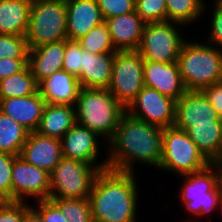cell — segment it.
Here are the masks:
<instances>
[{
  "mask_svg": "<svg viewBox=\"0 0 222 222\" xmlns=\"http://www.w3.org/2000/svg\"><path fill=\"white\" fill-rule=\"evenodd\" d=\"M5 200L0 196V204H2Z\"/></svg>",
  "mask_w": 222,
  "mask_h": 222,
  "instance_id": "obj_45",
  "label": "cell"
},
{
  "mask_svg": "<svg viewBox=\"0 0 222 222\" xmlns=\"http://www.w3.org/2000/svg\"><path fill=\"white\" fill-rule=\"evenodd\" d=\"M82 48L76 40H65L64 63L62 69L78 78L80 76Z\"/></svg>",
  "mask_w": 222,
  "mask_h": 222,
  "instance_id": "obj_34",
  "label": "cell"
},
{
  "mask_svg": "<svg viewBox=\"0 0 222 222\" xmlns=\"http://www.w3.org/2000/svg\"><path fill=\"white\" fill-rule=\"evenodd\" d=\"M210 164L186 131L174 126L164 128L159 169L183 176L202 171Z\"/></svg>",
  "mask_w": 222,
  "mask_h": 222,
  "instance_id": "obj_6",
  "label": "cell"
},
{
  "mask_svg": "<svg viewBox=\"0 0 222 222\" xmlns=\"http://www.w3.org/2000/svg\"><path fill=\"white\" fill-rule=\"evenodd\" d=\"M81 88L78 79L63 69L38 83V91L48 104L75 106Z\"/></svg>",
  "mask_w": 222,
  "mask_h": 222,
  "instance_id": "obj_19",
  "label": "cell"
},
{
  "mask_svg": "<svg viewBox=\"0 0 222 222\" xmlns=\"http://www.w3.org/2000/svg\"><path fill=\"white\" fill-rule=\"evenodd\" d=\"M25 38L29 50L66 40V0H33Z\"/></svg>",
  "mask_w": 222,
  "mask_h": 222,
  "instance_id": "obj_5",
  "label": "cell"
},
{
  "mask_svg": "<svg viewBox=\"0 0 222 222\" xmlns=\"http://www.w3.org/2000/svg\"><path fill=\"white\" fill-rule=\"evenodd\" d=\"M211 165L213 168H215L216 171H218L216 172L218 176V187L222 193V164H211Z\"/></svg>",
  "mask_w": 222,
  "mask_h": 222,
  "instance_id": "obj_42",
  "label": "cell"
},
{
  "mask_svg": "<svg viewBox=\"0 0 222 222\" xmlns=\"http://www.w3.org/2000/svg\"><path fill=\"white\" fill-rule=\"evenodd\" d=\"M117 51L137 50L145 22L134 11L105 20Z\"/></svg>",
  "mask_w": 222,
  "mask_h": 222,
  "instance_id": "obj_20",
  "label": "cell"
},
{
  "mask_svg": "<svg viewBox=\"0 0 222 222\" xmlns=\"http://www.w3.org/2000/svg\"><path fill=\"white\" fill-rule=\"evenodd\" d=\"M28 65V59H0V80L22 71Z\"/></svg>",
  "mask_w": 222,
  "mask_h": 222,
  "instance_id": "obj_39",
  "label": "cell"
},
{
  "mask_svg": "<svg viewBox=\"0 0 222 222\" xmlns=\"http://www.w3.org/2000/svg\"><path fill=\"white\" fill-rule=\"evenodd\" d=\"M222 121L203 91L187 90L175 104L173 126L187 131L193 124H213Z\"/></svg>",
  "mask_w": 222,
  "mask_h": 222,
  "instance_id": "obj_13",
  "label": "cell"
},
{
  "mask_svg": "<svg viewBox=\"0 0 222 222\" xmlns=\"http://www.w3.org/2000/svg\"><path fill=\"white\" fill-rule=\"evenodd\" d=\"M182 177L185 182L181 187L180 197L186 211L199 217L205 214L207 216L215 208H218L222 193L218 187L217 173L211 164L202 171L185 174Z\"/></svg>",
  "mask_w": 222,
  "mask_h": 222,
  "instance_id": "obj_10",
  "label": "cell"
},
{
  "mask_svg": "<svg viewBox=\"0 0 222 222\" xmlns=\"http://www.w3.org/2000/svg\"><path fill=\"white\" fill-rule=\"evenodd\" d=\"M186 133L210 163L219 157L222 150V121L193 124Z\"/></svg>",
  "mask_w": 222,
  "mask_h": 222,
  "instance_id": "obj_25",
  "label": "cell"
},
{
  "mask_svg": "<svg viewBox=\"0 0 222 222\" xmlns=\"http://www.w3.org/2000/svg\"><path fill=\"white\" fill-rule=\"evenodd\" d=\"M17 156L0 152V196L12 201V165Z\"/></svg>",
  "mask_w": 222,
  "mask_h": 222,
  "instance_id": "obj_33",
  "label": "cell"
},
{
  "mask_svg": "<svg viewBox=\"0 0 222 222\" xmlns=\"http://www.w3.org/2000/svg\"><path fill=\"white\" fill-rule=\"evenodd\" d=\"M213 16L211 18V33L209 36V44L211 43L222 47V2L215 0Z\"/></svg>",
  "mask_w": 222,
  "mask_h": 222,
  "instance_id": "obj_38",
  "label": "cell"
},
{
  "mask_svg": "<svg viewBox=\"0 0 222 222\" xmlns=\"http://www.w3.org/2000/svg\"><path fill=\"white\" fill-rule=\"evenodd\" d=\"M33 0H0V34L25 36Z\"/></svg>",
  "mask_w": 222,
  "mask_h": 222,
  "instance_id": "obj_24",
  "label": "cell"
},
{
  "mask_svg": "<svg viewBox=\"0 0 222 222\" xmlns=\"http://www.w3.org/2000/svg\"><path fill=\"white\" fill-rule=\"evenodd\" d=\"M28 51L25 36L0 34V59H28Z\"/></svg>",
  "mask_w": 222,
  "mask_h": 222,
  "instance_id": "obj_31",
  "label": "cell"
},
{
  "mask_svg": "<svg viewBox=\"0 0 222 222\" xmlns=\"http://www.w3.org/2000/svg\"><path fill=\"white\" fill-rule=\"evenodd\" d=\"M202 91L208 98L211 106L215 109L219 118L222 119V81L206 87Z\"/></svg>",
  "mask_w": 222,
  "mask_h": 222,
  "instance_id": "obj_40",
  "label": "cell"
},
{
  "mask_svg": "<svg viewBox=\"0 0 222 222\" xmlns=\"http://www.w3.org/2000/svg\"><path fill=\"white\" fill-rule=\"evenodd\" d=\"M98 138L100 139L96 133L76 123L61 138L63 157L80 160L93 166H101L102 170L107 169V158L103 163H95L100 147L98 145Z\"/></svg>",
  "mask_w": 222,
  "mask_h": 222,
  "instance_id": "obj_16",
  "label": "cell"
},
{
  "mask_svg": "<svg viewBox=\"0 0 222 222\" xmlns=\"http://www.w3.org/2000/svg\"><path fill=\"white\" fill-rule=\"evenodd\" d=\"M218 206H221L220 209H222V197L219 200ZM221 212H222V210H221Z\"/></svg>",
  "mask_w": 222,
  "mask_h": 222,
  "instance_id": "obj_44",
  "label": "cell"
},
{
  "mask_svg": "<svg viewBox=\"0 0 222 222\" xmlns=\"http://www.w3.org/2000/svg\"><path fill=\"white\" fill-rule=\"evenodd\" d=\"M144 59L137 50L116 51L108 89L127 109L144 85Z\"/></svg>",
  "mask_w": 222,
  "mask_h": 222,
  "instance_id": "obj_8",
  "label": "cell"
},
{
  "mask_svg": "<svg viewBox=\"0 0 222 222\" xmlns=\"http://www.w3.org/2000/svg\"><path fill=\"white\" fill-rule=\"evenodd\" d=\"M25 203L5 200L0 204V222H23L25 213L31 208Z\"/></svg>",
  "mask_w": 222,
  "mask_h": 222,
  "instance_id": "obj_36",
  "label": "cell"
},
{
  "mask_svg": "<svg viewBox=\"0 0 222 222\" xmlns=\"http://www.w3.org/2000/svg\"><path fill=\"white\" fill-rule=\"evenodd\" d=\"M104 21L135 11V0H97Z\"/></svg>",
  "mask_w": 222,
  "mask_h": 222,
  "instance_id": "obj_35",
  "label": "cell"
},
{
  "mask_svg": "<svg viewBox=\"0 0 222 222\" xmlns=\"http://www.w3.org/2000/svg\"><path fill=\"white\" fill-rule=\"evenodd\" d=\"M135 12L145 23L167 21L165 0H135Z\"/></svg>",
  "mask_w": 222,
  "mask_h": 222,
  "instance_id": "obj_32",
  "label": "cell"
},
{
  "mask_svg": "<svg viewBox=\"0 0 222 222\" xmlns=\"http://www.w3.org/2000/svg\"><path fill=\"white\" fill-rule=\"evenodd\" d=\"M135 172L101 170L89 194L94 222H136Z\"/></svg>",
  "mask_w": 222,
  "mask_h": 222,
  "instance_id": "obj_2",
  "label": "cell"
},
{
  "mask_svg": "<svg viewBox=\"0 0 222 222\" xmlns=\"http://www.w3.org/2000/svg\"><path fill=\"white\" fill-rule=\"evenodd\" d=\"M68 222H94L89 198H49Z\"/></svg>",
  "mask_w": 222,
  "mask_h": 222,
  "instance_id": "obj_30",
  "label": "cell"
},
{
  "mask_svg": "<svg viewBox=\"0 0 222 222\" xmlns=\"http://www.w3.org/2000/svg\"><path fill=\"white\" fill-rule=\"evenodd\" d=\"M115 53L93 54L82 50L80 76L77 78L83 88H108Z\"/></svg>",
  "mask_w": 222,
  "mask_h": 222,
  "instance_id": "obj_21",
  "label": "cell"
},
{
  "mask_svg": "<svg viewBox=\"0 0 222 222\" xmlns=\"http://www.w3.org/2000/svg\"><path fill=\"white\" fill-rule=\"evenodd\" d=\"M167 21L185 25L204 14V0H165Z\"/></svg>",
  "mask_w": 222,
  "mask_h": 222,
  "instance_id": "obj_28",
  "label": "cell"
},
{
  "mask_svg": "<svg viewBox=\"0 0 222 222\" xmlns=\"http://www.w3.org/2000/svg\"><path fill=\"white\" fill-rule=\"evenodd\" d=\"M12 201L24 202L25 196L39 201L50 198V174L17 156L12 165ZM24 199V200H23Z\"/></svg>",
  "mask_w": 222,
  "mask_h": 222,
  "instance_id": "obj_12",
  "label": "cell"
},
{
  "mask_svg": "<svg viewBox=\"0 0 222 222\" xmlns=\"http://www.w3.org/2000/svg\"><path fill=\"white\" fill-rule=\"evenodd\" d=\"M38 92V82L27 65L22 71L0 80V99L25 97Z\"/></svg>",
  "mask_w": 222,
  "mask_h": 222,
  "instance_id": "obj_27",
  "label": "cell"
},
{
  "mask_svg": "<svg viewBox=\"0 0 222 222\" xmlns=\"http://www.w3.org/2000/svg\"><path fill=\"white\" fill-rule=\"evenodd\" d=\"M76 123L109 142L126 109L108 88H81L75 103Z\"/></svg>",
  "mask_w": 222,
  "mask_h": 222,
  "instance_id": "obj_3",
  "label": "cell"
},
{
  "mask_svg": "<svg viewBox=\"0 0 222 222\" xmlns=\"http://www.w3.org/2000/svg\"><path fill=\"white\" fill-rule=\"evenodd\" d=\"M143 78L145 86L153 88L176 101L187 91L177 62L160 63L144 60Z\"/></svg>",
  "mask_w": 222,
  "mask_h": 222,
  "instance_id": "obj_15",
  "label": "cell"
},
{
  "mask_svg": "<svg viewBox=\"0 0 222 222\" xmlns=\"http://www.w3.org/2000/svg\"><path fill=\"white\" fill-rule=\"evenodd\" d=\"M101 170V166L63 157L50 173V198H89Z\"/></svg>",
  "mask_w": 222,
  "mask_h": 222,
  "instance_id": "obj_7",
  "label": "cell"
},
{
  "mask_svg": "<svg viewBox=\"0 0 222 222\" xmlns=\"http://www.w3.org/2000/svg\"><path fill=\"white\" fill-rule=\"evenodd\" d=\"M76 41L82 49L93 54L115 53L117 51L113 46L108 25L105 21Z\"/></svg>",
  "mask_w": 222,
  "mask_h": 222,
  "instance_id": "obj_29",
  "label": "cell"
},
{
  "mask_svg": "<svg viewBox=\"0 0 222 222\" xmlns=\"http://www.w3.org/2000/svg\"><path fill=\"white\" fill-rule=\"evenodd\" d=\"M29 131L0 111V152L19 156Z\"/></svg>",
  "mask_w": 222,
  "mask_h": 222,
  "instance_id": "obj_26",
  "label": "cell"
},
{
  "mask_svg": "<svg viewBox=\"0 0 222 222\" xmlns=\"http://www.w3.org/2000/svg\"><path fill=\"white\" fill-rule=\"evenodd\" d=\"M75 124L74 106L46 103L36 132L61 139Z\"/></svg>",
  "mask_w": 222,
  "mask_h": 222,
  "instance_id": "obj_23",
  "label": "cell"
},
{
  "mask_svg": "<svg viewBox=\"0 0 222 222\" xmlns=\"http://www.w3.org/2000/svg\"><path fill=\"white\" fill-rule=\"evenodd\" d=\"M65 40L52 42L28 51V65L39 83L54 72L62 70Z\"/></svg>",
  "mask_w": 222,
  "mask_h": 222,
  "instance_id": "obj_22",
  "label": "cell"
},
{
  "mask_svg": "<svg viewBox=\"0 0 222 222\" xmlns=\"http://www.w3.org/2000/svg\"><path fill=\"white\" fill-rule=\"evenodd\" d=\"M164 128L138 120L127 112L122 116L109 143L108 168L134 172V162L147 163L159 168L162 156Z\"/></svg>",
  "mask_w": 222,
  "mask_h": 222,
  "instance_id": "obj_1",
  "label": "cell"
},
{
  "mask_svg": "<svg viewBox=\"0 0 222 222\" xmlns=\"http://www.w3.org/2000/svg\"><path fill=\"white\" fill-rule=\"evenodd\" d=\"M37 203L39 208L34 210L41 216L43 222H68L50 199L40 200Z\"/></svg>",
  "mask_w": 222,
  "mask_h": 222,
  "instance_id": "obj_37",
  "label": "cell"
},
{
  "mask_svg": "<svg viewBox=\"0 0 222 222\" xmlns=\"http://www.w3.org/2000/svg\"><path fill=\"white\" fill-rule=\"evenodd\" d=\"M23 222H43L41 216L34 210L30 208L23 217Z\"/></svg>",
  "mask_w": 222,
  "mask_h": 222,
  "instance_id": "obj_41",
  "label": "cell"
},
{
  "mask_svg": "<svg viewBox=\"0 0 222 222\" xmlns=\"http://www.w3.org/2000/svg\"><path fill=\"white\" fill-rule=\"evenodd\" d=\"M184 41L177 65L187 90H200L222 81V50L209 43Z\"/></svg>",
  "mask_w": 222,
  "mask_h": 222,
  "instance_id": "obj_4",
  "label": "cell"
},
{
  "mask_svg": "<svg viewBox=\"0 0 222 222\" xmlns=\"http://www.w3.org/2000/svg\"><path fill=\"white\" fill-rule=\"evenodd\" d=\"M211 164H222V150H221V153H220L219 157L216 158L215 160H213L211 162Z\"/></svg>",
  "mask_w": 222,
  "mask_h": 222,
  "instance_id": "obj_43",
  "label": "cell"
},
{
  "mask_svg": "<svg viewBox=\"0 0 222 222\" xmlns=\"http://www.w3.org/2000/svg\"><path fill=\"white\" fill-rule=\"evenodd\" d=\"M175 22L146 23L137 51L144 60L160 63L177 62L185 40L181 38Z\"/></svg>",
  "mask_w": 222,
  "mask_h": 222,
  "instance_id": "obj_9",
  "label": "cell"
},
{
  "mask_svg": "<svg viewBox=\"0 0 222 222\" xmlns=\"http://www.w3.org/2000/svg\"><path fill=\"white\" fill-rule=\"evenodd\" d=\"M19 156L50 174L63 158L61 139L29 132Z\"/></svg>",
  "mask_w": 222,
  "mask_h": 222,
  "instance_id": "obj_14",
  "label": "cell"
},
{
  "mask_svg": "<svg viewBox=\"0 0 222 222\" xmlns=\"http://www.w3.org/2000/svg\"><path fill=\"white\" fill-rule=\"evenodd\" d=\"M176 100L144 86L126 112L141 121L161 128L172 127L175 120ZM137 108V109H136ZM139 109V110H138Z\"/></svg>",
  "mask_w": 222,
  "mask_h": 222,
  "instance_id": "obj_11",
  "label": "cell"
},
{
  "mask_svg": "<svg viewBox=\"0 0 222 222\" xmlns=\"http://www.w3.org/2000/svg\"><path fill=\"white\" fill-rule=\"evenodd\" d=\"M45 105L46 101L39 91L25 97L0 99V111L29 132L37 130Z\"/></svg>",
  "mask_w": 222,
  "mask_h": 222,
  "instance_id": "obj_18",
  "label": "cell"
},
{
  "mask_svg": "<svg viewBox=\"0 0 222 222\" xmlns=\"http://www.w3.org/2000/svg\"><path fill=\"white\" fill-rule=\"evenodd\" d=\"M67 40H78L104 22L97 0H66Z\"/></svg>",
  "mask_w": 222,
  "mask_h": 222,
  "instance_id": "obj_17",
  "label": "cell"
}]
</instances>
